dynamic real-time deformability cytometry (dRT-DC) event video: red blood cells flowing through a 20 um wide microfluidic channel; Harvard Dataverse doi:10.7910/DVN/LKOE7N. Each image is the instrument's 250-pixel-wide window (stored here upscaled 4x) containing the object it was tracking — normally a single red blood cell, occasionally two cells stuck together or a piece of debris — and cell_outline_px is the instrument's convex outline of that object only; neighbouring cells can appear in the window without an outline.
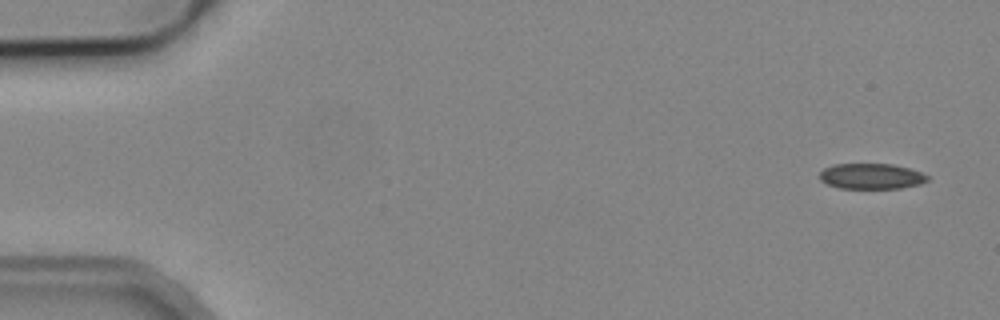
{"species": "common noctule bat (a hibernating species)", "species_latin": "Nyctalus noctula", "temperature_condition": "cold", "stored_images_in_passage": 4, "camera_frame_rate_fps": 3000, "um_per_image_px": 0.085, "animal": {"sex": "male", "body_mass_g": 19.2, "forearm_length_mm": 51.8}, "frame": {"image": 1, "passage_image": 1, "time_ms": 0.0, "image_size_px": [1000, 320], "cell_outline_px": [[928, 180], [920, 184], [900, 188], [840, 188], [828, 184], [820, 180], [820, 172], [824, 168], [832, 164], [892, 164], [908, 168], [920, 172], [928, 176]], "centroid_in_image_um": [74.04, 14.97], "position_along_channel_um": 11.0, "area_um2": 15.95}}
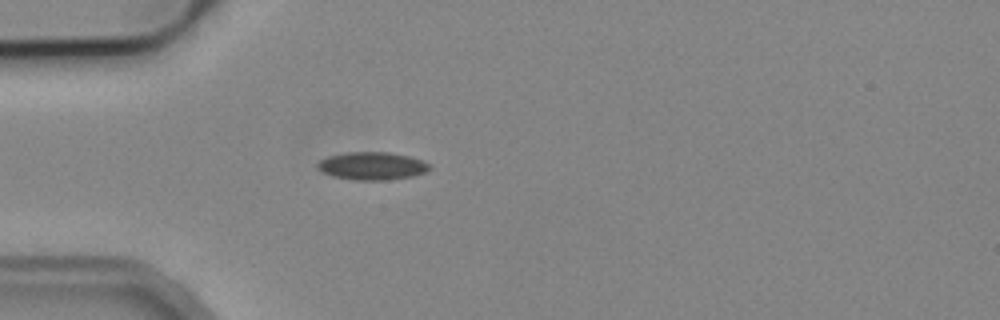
{"frame": {"image": 2, "passage_image": 4, "time_ms": 4.333, "image_size_px": [1000, 320], "cell_outline_px": [[432, 168], [424, 172], [412, 176], [388, 180], [356, 180], [332, 176], [320, 172], [316, 168], [316, 164], [320, 160], [328, 156], [348, 152], [388, 152], [408, 156], [420, 160], [428, 164]], "centroid_in_image_um": [31.57, 14.11], "position_along_channel_um": 53.4, "area_um2": 18.15}}